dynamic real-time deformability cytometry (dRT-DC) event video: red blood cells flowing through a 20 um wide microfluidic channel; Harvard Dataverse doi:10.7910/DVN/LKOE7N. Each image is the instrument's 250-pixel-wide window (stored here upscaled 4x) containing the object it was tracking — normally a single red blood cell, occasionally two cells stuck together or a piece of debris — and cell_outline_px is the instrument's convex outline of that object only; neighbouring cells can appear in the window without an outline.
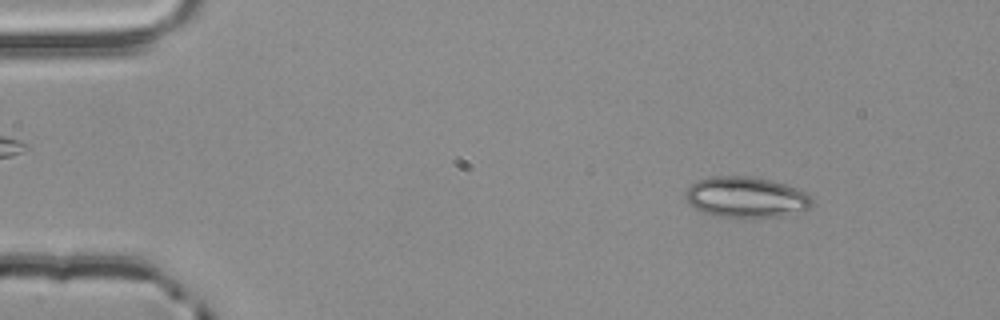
{"species": "common noctule bat (a hibernating species)", "species_latin": "Nyctalus noctula", "temperature_condition": "room temperature", "stored_images_in_passage": 54, "camera_frame_rate_fps": 3000, "um_per_image_px": 0.085, "animal": {"sex": "male", "body_mass_g": 20.4}, "frame": {"image": 1, "passage_image": 7, "time_ms": 2.0, "image_size_px": [1000, 320], "cell_outline_px": [[812, 204], [808, 208], [780, 216], [712, 216], [688, 204], [684, 196], [684, 192], [692, 184], [700, 180], [712, 176], [756, 176], [784, 184], [796, 188], [804, 192], [812, 200]], "centroid_in_image_um": [63.35, 16.74], "position_along_channel_um": 21.6, "area_um2": 29.54}}
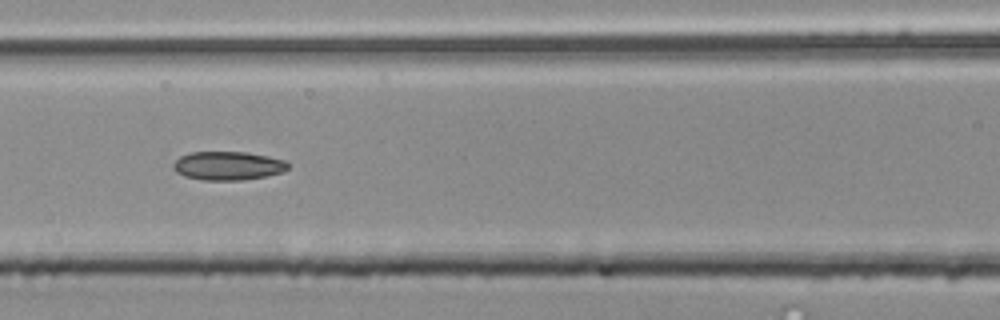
{"frame": {"image": 2, "passage_image": 24, "time_ms": 7.667, "image_size_px": [1000, 320], "cell_outline_px": [[288, 168], [284, 172], [268, 176], [244, 180], [204, 180], [184, 176], [176, 172], [172, 168], [172, 164], [180, 156], [188, 152], [244, 152], [268, 156], [284, 160], [288, 164]], "centroid_in_image_um": [19.36, 14.09], "position_along_channel_um": 147.2, "area_um2": 19.31}}
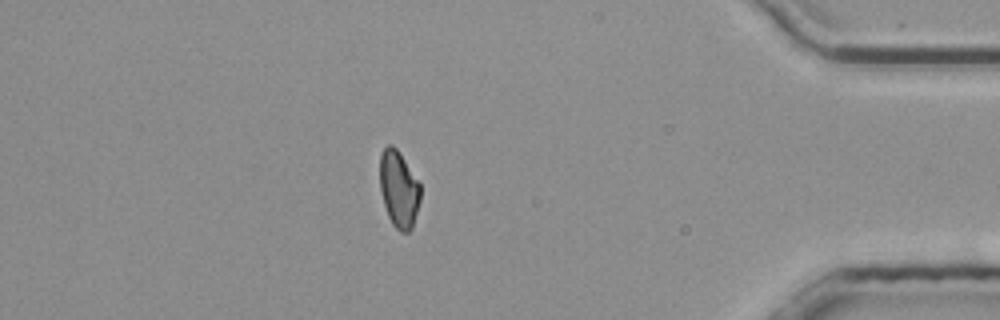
{"frame": {"image": 3, "passage_image": 47, "time_ms": 15.333, "image_size_px": [1000, 320], "cell_outline_px": [[420, 200], [412, 228], [408, 232], [400, 232], [392, 224], [388, 216], [384, 204], [380, 188], [380, 156], [384, 148], [388, 144], [392, 144], [400, 152], [420, 184]], "centroid_in_image_um": [33.89, 16.07], "position_along_channel_um": 401.3, "area_um2": 18.09}, "authors_computed_cell_mechanics": {"area_um2": 18.9584, "velocity_mm_per_s": 3.8711, "shape_relaxation_time_tau1_ms": 5.4573, "shape_relaxation_time_tau2_ms": 5.5854, "deformation_change_tau1": 0.1272, "deformation_change_tau2": 0.0994}}